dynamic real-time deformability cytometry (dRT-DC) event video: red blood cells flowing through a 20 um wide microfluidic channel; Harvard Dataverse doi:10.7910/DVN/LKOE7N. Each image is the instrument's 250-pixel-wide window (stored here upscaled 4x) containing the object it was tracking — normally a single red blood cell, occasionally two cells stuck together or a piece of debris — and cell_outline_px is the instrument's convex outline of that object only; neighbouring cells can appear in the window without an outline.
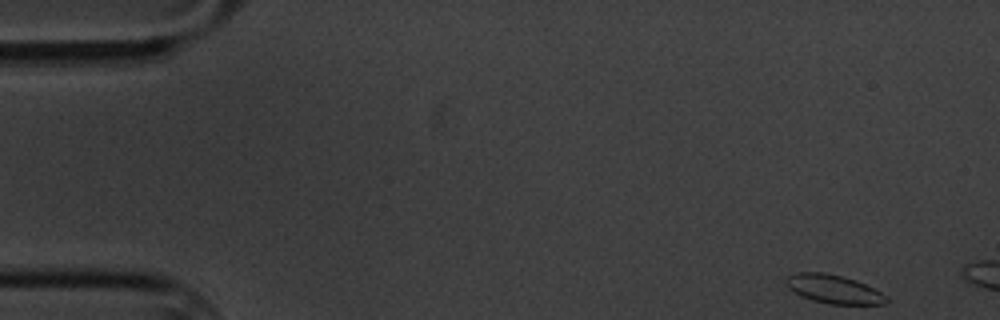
{"species": "common noctule bat (a hibernating species)", "species_latin": "Nyctalus noctula", "temperature_condition": "cold", "stored_images_in_passage": 6, "camera_frame_rate_fps": 3000, "um_per_image_px": 0.085, "animal": {"sex": "male", "body_mass_g": 20.1, "forearm_length_mm": 53.5}, "frame": {"image": 1, "passage_image": 1, "time_ms": 0.0, "image_size_px": [1000, 320], "cell_outline_px": [[888, 304], [828, 304], [812, 300], [800, 296], [788, 288], [784, 280], [788, 276], [796, 272], [824, 272], [844, 276], [856, 280], [888, 296]], "centroid_in_image_um": [70.84, 24.57], "position_along_channel_um": 14.2, "area_um2": 16.88}}